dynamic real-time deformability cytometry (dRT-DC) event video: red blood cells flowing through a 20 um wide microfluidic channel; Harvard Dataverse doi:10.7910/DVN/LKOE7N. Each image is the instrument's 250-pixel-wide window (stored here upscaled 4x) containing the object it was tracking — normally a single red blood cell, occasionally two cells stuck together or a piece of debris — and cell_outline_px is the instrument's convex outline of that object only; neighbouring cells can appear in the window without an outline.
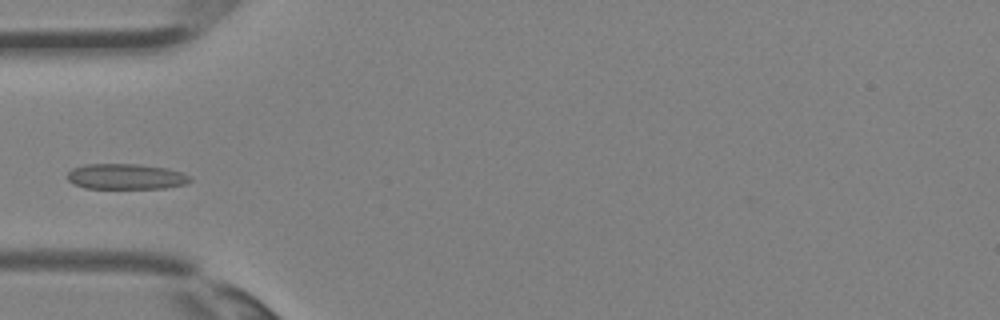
{"species": "Egyptian fruit bat (a non-hibernating species)", "species_latin": "Rousettus aegyptiacus", "temperature_condition": "room temperature", "stored_images_in_passage": 25, "camera_frame_rate_fps": 3000, "um_per_image_px": 0.085, "animal": {"sex": "female"}, "frame": {"image": 1, "passage_image": 1, "time_ms": 0.0, "image_size_px": [1000, 320], "cell_outline_px": [[192, 180], [184, 184], [164, 188], [84, 188], [72, 184], [68, 180], [68, 172], [72, 168], [84, 164], [140, 164], [168, 168], [192, 176]], "centroid_in_image_um": [10.69, 15.0], "position_along_channel_um": 74.3, "area_um2": 18.38}}
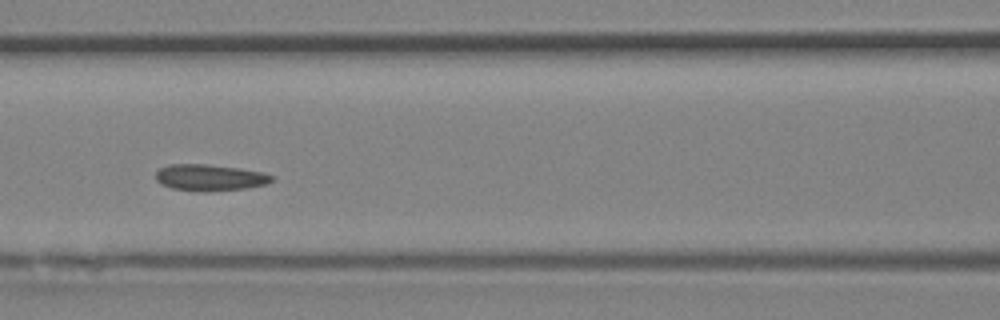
{"frame": {"image": 2, "passage_image": 5, "time_ms": 1.333, "image_size_px": [1000, 320], "cell_outline_px": [[272, 180], [264, 184], [244, 188], [172, 188], [160, 184], [156, 180], [156, 172], [160, 168], [168, 164], [208, 164], [240, 168], [264, 172], [272, 176]], "centroid_in_image_um": [17.8, 15.02], "position_along_channel_um": 148.8, "area_um2": 16.76}}
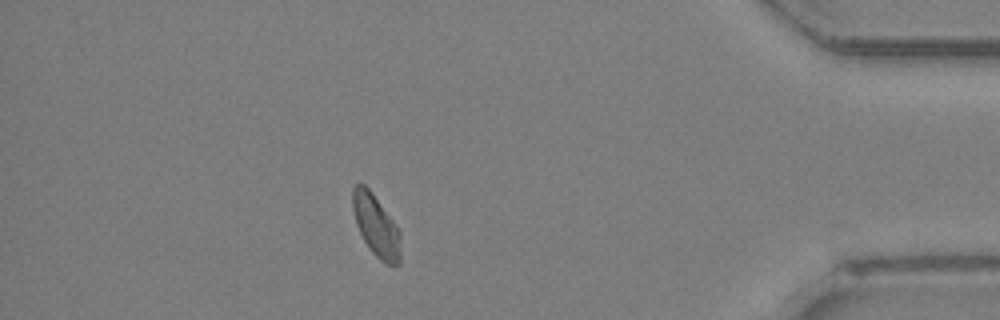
{"frame": {"image": 3, "passage_image": 21, "time_ms": 6.667, "image_size_px": [1000, 320], "cell_outline_px": [[400, 264], [384, 264], [372, 252], [364, 240], [356, 224], [352, 208], [352, 188], [356, 184], [364, 184], [372, 192], [396, 224], [400, 232]], "centroid_in_image_um": [31.96, 19.17], "position_along_channel_um": 403.2, "area_um2": 17.22}}